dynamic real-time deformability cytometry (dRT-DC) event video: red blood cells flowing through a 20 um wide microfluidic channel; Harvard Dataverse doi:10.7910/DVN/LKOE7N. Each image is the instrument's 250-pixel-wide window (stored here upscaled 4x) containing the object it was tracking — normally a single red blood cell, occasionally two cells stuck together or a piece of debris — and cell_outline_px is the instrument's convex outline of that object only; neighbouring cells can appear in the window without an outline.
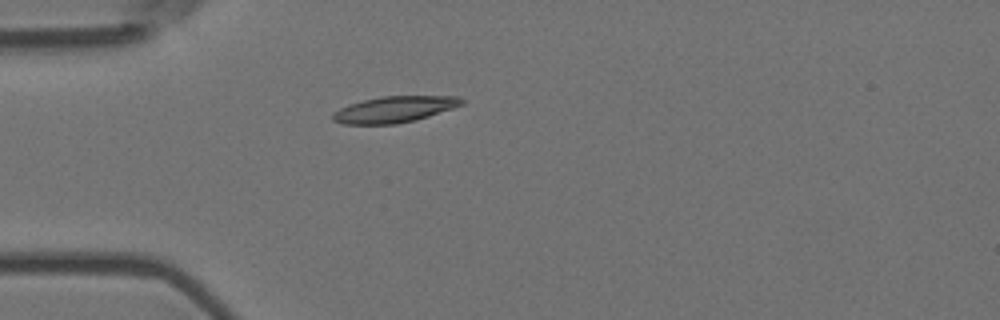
{"species": "Egyptian fruit bat (a non-hibernating species)", "species_latin": "Rousettus aegyptiacus", "temperature_condition": "room temperature", "stored_images_in_passage": 7, "camera_frame_rate_fps": 3000, "um_per_image_px": 0.085, "animal": {"sex": "female"}, "frame": {"image": 1, "passage_image": 5, "time_ms": 1.333, "image_size_px": [1000, 320], "cell_outline_px": [[464, 104], [416, 120], [396, 124], [344, 124], [332, 120], [332, 112], [340, 108], [364, 100], [380, 96], [460, 96], [464, 100]], "centroid_in_image_um": [33.53, 9.29], "position_along_channel_um": 51.5, "area_um2": 19.59}}
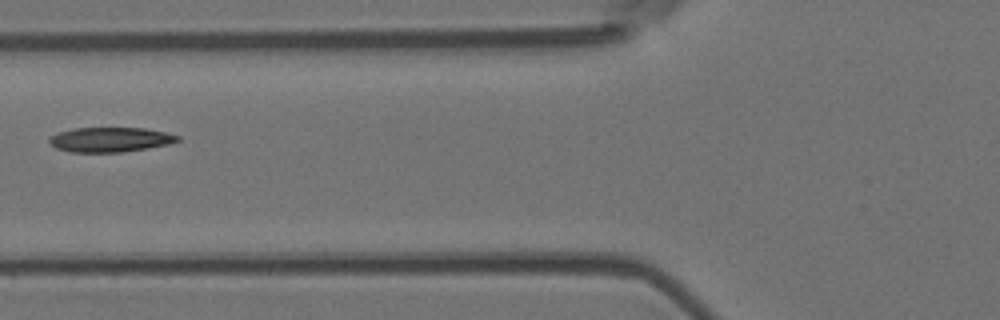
{"frame": {"image": 2, "passage_image": 7, "time_ms": 2.0, "image_size_px": [1000, 320], "cell_outline_px": [[180, 140], [168, 144], [120, 152], [72, 152], [56, 148], [48, 144], [48, 136], [56, 132], [72, 128], [144, 128], [164, 132], [180, 136]], "centroid_in_image_um": [9.27, 11.86], "position_along_channel_um": 116.5, "area_um2": 18.5}}